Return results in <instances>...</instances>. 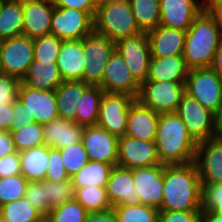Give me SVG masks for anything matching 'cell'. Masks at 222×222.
Instances as JSON below:
<instances>
[{
    "label": "cell",
    "instance_id": "obj_53",
    "mask_svg": "<svg viewBox=\"0 0 222 222\" xmlns=\"http://www.w3.org/2000/svg\"><path fill=\"white\" fill-rule=\"evenodd\" d=\"M12 104L0 105V130L10 131L12 126Z\"/></svg>",
    "mask_w": 222,
    "mask_h": 222
},
{
    "label": "cell",
    "instance_id": "obj_19",
    "mask_svg": "<svg viewBox=\"0 0 222 222\" xmlns=\"http://www.w3.org/2000/svg\"><path fill=\"white\" fill-rule=\"evenodd\" d=\"M54 7L52 0H22V35L34 39L50 34Z\"/></svg>",
    "mask_w": 222,
    "mask_h": 222
},
{
    "label": "cell",
    "instance_id": "obj_37",
    "mask_svg": "<svg viewBox=\"0 0 222 222\" xmlns=\"http://www.w3.org/2000/svg\"><path fill=\"white\" fill-rule=\"evenodd\" d=\"M118 222H157L159 210L144 204L112 207Z\"/></svg>",
    "mask_w": 222,
    "mask_h": 222
},
{
    "label": "cell",
    "instance_id": "obj_55",
    "mask_svg": "<svg viewBox=\"0 0 222 222\" xmlns=\"http://www.w3.org/2000/svg\"><path fill=\"white\" fill-rule=\"evenodd\" d=\"M222 9V0H202V11L206 13H214L216 10Z\"/></svg>",
    "mask_w": 222,
    "mask_h": 222
},
{
    "label": "cell",
    "instance_id": "obj_12",
    "mask_svg": "<svg viewBox=\"0 0 222 222\" xmlns=\"http://www.w3.org/2000/svg\"><path fill=\"white\" fill-rule=\"evenodd\" d=\"M93 30V17L88 12L54 7L50 34L62 40H80Z\"/></svg>",
    "mask_w": 222,
    "mask_h": 222
},
{
    "label": "cell",
    "instance_id": "obj_18",
    "mask_svg": "<svg viewBox=\"0 0 222 222\" xmlns=\"http://www.w3.org/2000/svg\"><path fill=\"white\" fill-rule=\"evenodd\" d=\"M131 170L140 203L160 211L164 188V164Z\"/></svg>",
    "mask_w": 222,
    "mask_h": 222
},
{
    "label": "cell",
    "instance_id": "obj_4",
    "mask_svg": "<svg viewBox=\"0 0 222 222\" xmlns=\"http://www.w3.org/2000/svg\"><path fill=\"white\" fill-rule=\"evenodd\" d=\"M94 31L114 43L142 33L132 12L129 0H104L96 6Z\"/></svg>",
    "mask_w": 222,
    "mask_h": 222
},
{
    "label": "cell",
    "instance_id": "obj_9",
    "mask_svg": "<svg viewBox=\"0 0 222 222\" xmlns=\"http://www.w3.org/2000/svg\"><path fill=\"white\" fill-rule=\"evenodd\" d=\"M0 58L4 73L22 81L34 60L33 39L18 35L0 41Z\"/></svg>",
    "mask_w": 222,
    "mask_h": 222
},
{
    "label": "cell",
    "instance_id": "obj_13",
    "mask_svg": "<svg viewBox=\"0 0 222 222\" xmlns=\"http://www.w3.org/2000/svg\"><path fill=\"white\" fill-rule=\"evenodd\" d=\"M118 137L98 126H84L81 142L89 161H98L117 166Z\"/></svg>",
    "mask_w": 222,
    "mask_h": 222
},
{
    "label": "cell",
    "instance_id": "obj_16",
    "mask_svg": "<svg viewBox=\"0 0 222 222\" xmlns=\"http://www.w3.org/2000/svg\"><path fill=\"white\" fill-rule=\"evenodd\" d=\"M194 163L202 184L222 183V134L197 143Z\"/></svg>",
    "mask_w": 222,
    "mask_h": 222
},
{
    "label": "cell",
    "instance_id": "obj_54",
    "mask_svg": "<svg viewBox=\"0 0 222 222\" xmlns=\"http://www.w3.org/2000/svg\"><path fill=\"white\" fill-rule=\"evenodd\" d=\"M210 68L219 76L222 80V39L214 54V59Z\"/></svg>",
    "mask_w": 222,
    "mask_h": 222
},
{
    "label": "cell",
    "instance_id": "obj_30",
    "mask_svg": "<svg viewBox=\"0 0 222 222\" xmlns=\"http://www.w3.org/2000/svg\"><path fill=\"white\" fill-rule=\"evenodd\" d=\"M111 164L98 161H89L70 180L74 188L102 187L106 188L112 169Z\"/></svg>",
    "mask_w": 222,
    "mask_h": 222
},
{
    "label": "cell",
    "instance_id": "obj_32",
    "mask_svg": "<svg viewBox=\"0 0 222 222\" xmlns=\"http://www.w3.org/2000/svg\"><path fill=\"white\" fill-rule=\"evenodd\" d=\"M104 91L100 86H89L83 93L75 109V123L82 126L97 125L100 102Z\"/></svg>",
    "mask_w": 222,
    "mask_h": 222
},
{
    "label": "cell",
    "instance_id": "obj_24",
    "mask_svg": "<svg viewBox=\"0 0 222 222\" xmlns=\"http://www.w3.org/2000/svg\"><path fill=\"white\" fill-rule=\"evenodd\" d=\"M84 126L63 118L43 124L44 143L49 148L62 149L81 142Z\"/></svg>",
    "mask_w": 222,
    "mask_h": 222
},
{
    "label": "cell",
    "instance_id": "obj_38",
    "mask_svg": "<svg viewBox=\"0 0 222 222\" xmlns=\"http://www.w3.org/2000/svg\"><path fill=\"white\" fill-rule=\"evenodd\" d=\"M88 211L75 198L52 209L45 222H86Z\"/></svg>",
    "mask_w": 222,
    "mask_h": 222
},
{
    "label": "cell",
    "instance_id": "obj_29",
    "mask_svg": "<svg viewBox=\"0 0 222 222\" xmlns=\"http://www.w3.org/2000/svg\"><path fill=\"white\" fill-rule=\"evenodd\" d=\"M19 153L21 174L28 181L45 180L49 161V147L42 145Z\"/></svg>",
    "mask_w": 222,
    "mask_h": 222
},
{
    "label": "cell",
    "instance_id": "obj_14",
    "mask_svg": "<svg viewBox=\"0 0 222 222\" xmlns=\"http://www.w3.org/2000/svg\"><path fill=\"white\" fill-rule=\"evenodd\" d=\"M117 166L134 169L161 164L155 141H144L124 135L118 139Z\"/></svg>",
    "mask_w": 222,
    "mask_h": 222
},
{
    "label": "cell",
    "instance_id": "obj_48",
    "mask_svg": "<svg viewBox=\"0 0 222 222\" xmlns=\"http://www.w3.org/2000/svg\"><path fill=\"white\" fill-rule=\"evenodd\" d=\"M19 174H21V161L18 151L0 158V178Z\"/></svg>",
    "mask_w": 222,
    "mask_h": 222
},
{
    "label": "cell",
    "instance_id": "obj_21",
    "mask_svg": "<svg viewBox=\"0 0 222 222\" xmlns=\"http://www.w3.org/2000/svg\"><path fill=\"white\" fill-rule=\"evenodd\" d=\"M106 193L112 207L140 203L131 169L114 166L106 184Z\"/></svg>",
    "mask_w": 222,
    "mask_h": 222
},
{
    "label": "cell",
    "instance_id": "obj_61",
    "mask_svg": "<svg viewBox=\"0 0 222 222\" xmlns=\"http://www.w3.org/2000/svg\"><path fill=\"white\" fill-rule=\"evenodd\" d=\"M1 1H21V0H1Z\"/></svg>",
    "mask_w": 222,
    "mask_h": 222
},
{
    "label": "cell",
    "instance_id": "obj_35",
    "mask_svg": "<svg viewBox=\"0 0 222 222\" xmlns=\"http://www.w3.org/2000/svg\"><path fill=\"white\" fill-rule=\"evenodd\" d=\"M74 189L75 200L88 212L105 211L112 208L107 198L106 188L90 186Z\"/></svg>",
    "mask_w": 222,
    "mask_h": 222
},
{
    "label": "cell",
    "instance_id": "obj_11",
    "mask_svg": "<svg viewBox=\"0 0 222 222\" xmlns=\"http://www.w3.org/2000/svg\"><path fill=\"white\" fill-rule=\"evenodd\" d=\"M115 49L123 57L134 79L139 84L145 82L151 60L147 33L120 39L115 43Z\"/></svg>",
    "mask_w": 222,
    "mask_h": 222
},
{
    "label": "cell",
    "instance_id": "obj_46",
    "mask_svg": "<svg viewBox=\"0 0 222 222\" xmlns=\"http://www.w3.org/2000/svg\"><path fill=\"white\" fill-rule=\"evenodd\" d=\"M20 82L13 76L0 74V105L13 104L17 100Z\"/></svg>",
    "mask_w": 222,
    "mask_h": 222
},
{
    "label": "cell",
    "instance_id": "obj_23",
    "mask_svg": "<svg viewBox=\"0 0 222 222\" xmlns=\"http://www.w3.org/2000/svg\"><path fill=\"white\" fill-rule=\"evenodd\" d=\"M159 115L135 100L130 105L125 135L144 141L155 140Z\"/></svg>",
    "mask_w": 222,
    "mask_h": 222
},
{
    "label": "cell",
    "instance_id": "obj_20",
    "mask_svg": "<svg viewBox=\"0 0 222 222\" xmlns=\"http://www.w3.org/2000/svg\"><path fill=\"white\" fill-rule=\"evenodd\" d=\"M201 12V0H160V25L187 31Z\"/></svg>",
    "mask_w": 222,
    "mask_h": 222
},
{
    "label": "cell",
    "instance_id": "obj_31",
    "mask_svg": "<svg viewBox=\"0 0 222 222\" xmlns=\"http://www.w3.org/2000/svg\"><path fill=\"white\" fill-rule=\"evenodd\" d=\"M23 8L21 1H1L0 41L22 35Z\"/></svg>",
    "mask_w": 222,
    "mask_h": 222
},
{
    "label": "cell",
    "instance_id": "obj_51",
    "mask_svg": "<svg viewBox=\"0 0 222 222\" xmlns=\"http://www.w3.org/2000/svg\"><path fill=\"white\" fill-rule=\"evenodd\" d=\"M16 152L17 149L15 147L10 131L0 130V158Z\"/></svg>",
    "mask_w": 222,
    "mask_h": 222
},
{
    "label": "cell",
    "instance_id": "obj_50",
    "mask_svg": "<svg viewBox=\"0 0 222 222\" xmlns=\"http://www.w3.org/2000/svg\"><path fill=\"white\" fill-rule=\"evenodd\" d=\"M57 8H73L79 11L88 12L93 18L96 6L91 0H52Z\"/></svg>",
    "mask_w": 222,
    "mask_h": 222
},
{
    "label": "cell",
    "instance_id": "obj_10",
    "mask_svg": "<svg viewBox=\"0 0 222 222\" xmlns=\"http://www.w3.org/2000/svg\"><path fill=\"white\" fill-rule=\"evenodd\" d=\"M135 100L128 94L104 92L100 102L97 125L118 138L123 137L127 129L130 105Z\"/></svg>",
    "mask_w": 222,
    "mask_h": 222
},
{
    "label": "cell",
    "instance_id": "obj_41",
    "mask_svg": "<svg viewBox=\"0 0 222 222\" xmlns=\"http://www.w3.org/2000/svg\"><path fill=\"white\" fill-rule=\"evenodd\" d=\"M60 150L62 152L63 165L69 178L89 162L88 155L82 142L69 145Z\"/></svg>",
    "mask_w": 222,
    "mask_h": 222
},
{
    "label": "cell",
    "instance_id": "obj_42",
    "mask_svg": "<svg viewBox=\"0 0 222 222\" xmlns=\"http://www.w3.org/2000/svg\"><path fill=\"white\" fill-rule=\"evenodd\" d=\"M48 213L57 206L74 199L75 189L71 180L53 182L47 180Z\"/></svg>",
    "mask_w": 222,
    "mask_h": 222
},
{
    "label": "cell",
    "instance_id": "obj_27",
    "mask_svg": "<svg viewBox=\"0 0 222 222\" xmlns=\"http://www.w3.org/2000/svg\"><path fill=\"white\" fill-rule=\"evenodd\" d=\"M21 82L30 88L47 91L55 90L63 80L57 62L33 60Z\"/></svg>",
    "mask_w": 222,
    "mask_h": 222
},
{
    "label": "cell",
    "instance_id": "obj_6",
    "mask_svg": "<svg viewBox=\"0 0 222 222\" xmlns=\"http://www.w3.org/2000/svg\"><path fill=\"white\" fill-rule=\"evenodd\" d=\"M185 94V82L145 81L140 84L136 100L157 113L176 112L182 96Z\"/></svg>",
    "mask_w": 222,
    "mask_h": 222
},
{
    "label": "cell",
    "instance_id": "obj_57",
    "mask_svg": "<svg viewBox=\"0 0 222 222\" xmlns=\"http://www.w3.org/2000/svg\"><path fill=\"white\" fill-rule=\"evenodd\" d=\"M215 125L219 134H222V102L215 113Z\"/></svg>",
    "mask_w": 222,
    "mask_h": 222
},
{
    "label": "cell",
    "instance_id": "obj_43",
    "mask_svg": "<svg viewBox=\"0 0 222 222\" xmlns=\"http://www.w3.org/2000/svg\"><path fill=\"white\" fill-rule=\"evenodd\" d=\"M25 198L44 217L48 214L47 180L29 181Z\"/></svg>",
    "mask_w": 222,
    "mask_h": 222
},
{
    "label": "cell",
    "instance_id": "obj_40",
    "mask_svg": "<svg viewBox=\"0 0 222 222\" xmlns=\"http://www.w3.org/2000/svg\"><path fill=\"white\" fill-rule=\"evenodd\" d=\"M28 182L22 174L0 178V207L25 197Z\"/></svg>",
    "mask_w": 222,
    "mask_h": 222
},
{
    "label": "cell",
    "instance_id": "obj_44",
    "mask_svg": "<svg viewBox=\"0 0 222 222\" xmlns=\"http://www.w3.org/2000/svg\"><path fill=\"white\" fill-rule=\"evenodd\" d=\"M45 180L53 182L70 180L63 165L60 149L49 148V161Z\"/></svg>",
    "mask_w": 222,
    "mask_h": 222
},
{
    "label": "cell",
    "instance_id": "obj_59",
    "mask_svg": "<svg viewBox=\"0 0 222 222\" xmlns=\"http://www.w3.org/2000/svg\"><path fill=\"white\" fill-rule=\"evenodd\" d=\"M95 6L100 5L104 0H91Z\"/></svg>",
    "mask_w": 222,
    "mask_h": 222
},
{
    "label": "cell",
    "instance_id": "obj_8",
    "mask_svg": "<svg viewBox=\"0 0 222 222\" xmlns=\"http://www.w3.org/2000/svg\"><path fill=\"white\" fill-rule=\"evenodd\" d=\"M175 113L186 125L190 136L196 143L220 135L215 125V114L186 93L182 96Z\"/></svg>",
    "mask_w": 222,
    "mask_h": 222
},
{
    "label": "cell",
    "instance_id": "obj_34",
    "mask_svg": "<svg viewBox=\"0 0 222 222\" xmlns=\"http://www.w3.org/2000/svg\"><path fill=\"white\" fill-rule=\"evenodd\" d=\"M4 222H45V217L22 197L0 207Z\"/></svg>",
    "mask_w": 222,
    "mask_h": 222
},
{
    "label": "cell",
    "instance_id": "obj_7",
    "mask_svg": "<svg viewBox=\"0 0 222 222\" xmlns=\"http://www.w3.org/2000/svg\"><path fill=\"white\" fill-rule=\"evenodd\" d=\"M185 93L215 114L222 102V80L210 67L189 69Z\"/></svg>",
    "mask_w": 222,
    "mask_h": 222
},
{
    "label": "cell",
    "instance_id": "obj_3",
    "mask_svg": "<svg viewBox=\"0 0 222 222\" xmlns=\"http://www.w3.org/2000/svg\"><path fill=\"white\" fill-rule=\"evenodd\" d=\"M222 31L212 13L201 12L186 31L183 57L189 69L212 65Z\"/></svg>",
    "mask_w": 222,
    "mask_h": 222
},
{
    "label": "cell",
    "instance_id": "obj_45",
    "mask_svg": "<svg viewBox=\"0 0 222 222\" xmlns=\"http://www.w3.org/2000/svg\"><path fill=\"white\" fill-rule=\"evenodd\" d=\"M202 186V209L222 213V183Z\"/></svg>",
    "mask_w": 222,
    "mask_h": 222
},
{
    "label": "cell",
    "instance_id": "obj_5",
    "mask_svg": "<svg viewBox=\"0 0 222 222\" xmlns=\"http://www.w3.org/2000/svg\"><path fill=\"white\" fill-rule=\"evenodd\" d=\"M83 50L85 67L81 81L91 86H100L104 68L115 50V43L93 30L83 38Z\"/></svg>",
    "mask_w": 222,
    "mask_h": 222
},
{
    "label": "cell",
    "instance_id": "obj_1",
    "mask_svg": "<svg viewBox=\"0 0 222 222\" xmlns=\"http://www.w3.org/2000/svg\"><path fill=\"white\" fill-rule=\"evenodd\" d=\"M203 186L196 164L164 165L160 211H202Z\"/></svg>",
    "mask_w": 222,
    "mask_h": 222
},
{
    "label": "cell",
    "instance_id": "obj_17",
    "mask_svg": "<svg viewBox=\"0 0 222 222\" xmlns=\"http://www.w3.org/2000/svg\"><path fill=\"white\" fill-rule=\"evenodd\" d=\"M100 87L108 93H124L135 99L140 84L134 79L123 57L115 49L104 68Z\"/></svg>",
    "mask_w": 222,
    "mask_h": 222
},
{
    "label": "cell",
    "instance_id": "obj_52",
    "mask_svg": "<svg viewBox=\"0 0 222 222\" xmlns=\"http://www.w3.org/2000/svg\"><path fill=\"white\" fill-rule=\"evenodd\" d=\"M86 222H118L115 211L110 208L105 211H94L88 212V217Z\"/></svg>",
    "mask_w": 222,
    "mask_h": 222
},
{
    "label": "cell",
    "instance_id": "obj_25",
    "mask_svg": "<svg viewBox=\"0 0 222 222\" xmlns=\"http://www.w3.org/2000/svg\"><path fill=\"white\" fill-rule=\"evenodd\" d=\"M83 55V39L62 41L57 66L63 81L81 80L85 67Z\"/></svg>",
    "mask_w": 222,
    "mask_h": 222
},
{
    "label": "cell",
    "instance_id": "obj_2",
    "mask_svg": "<svg viewBox=\"0 0 222 222\" xmlns=\"http://www.w3.org/2000/svg\"><path fill=\"white\" fill-rule=\"evenodd\" d=\"M154 141L161 164H187L195 160L197 143L175 112L160 113Z\"/></svg>",
    "mask_w": 222,
    "mask_h": 222
},
{
    "label": "cell",
    "instance_id": "obj_60",
    "mask_svg": "<svg viewBox=\"0 0 222 222\" xmlns=\"http://www.w3.org/2000/svg\"><path fill=\"white\" fill-rule=\"evenodd\" d=\"M3 73H4V70H3L2 62H1V58H0V74H3Z\"/></svg>",
    "mask_w": 222,
    "mask_h": 222
},
{
    "label": "cell",
    "instance_id": "obj_26",
    "mask_svg": "<svg viewBox=\"0 0 222 222\" xmlns=\"http://www.w3.org/2000/svg\"><path fill=\"white\" fill-rule=\"evenodd\" d=\"M188 72L183 55L151 57L146 81L185 82Z\"/></svg>",
    "mask_w": 222,
    "mask_h": 222
},
{
    "label": "cell",
    "instance_id": "obj_39",
    "mask_svg": "<svg viewBox=\"0 0 222 222\" xmlns=\"http://www.w3.org/2000/svg\"><path fill=\"white\" fill-rule=\"evenodd\" d=\"M62 41V39L53 34L34 38V60L39 62H57Z\"/></svg>",
    "mask_w": 222,
    "mask_h": 222
},
{
    "label": "cell",
    "instance_id": "obj_15",
    "mask_svg": "<svg viewBox=\"0 0 222 222\" xmlns=\"http://www.w3.org/2000/svg\"><path fill=\"white\" fill-rule=\"evenodd\" d=\"M17 99L26 106L29 119L45 124L59 118L55 90L33 89L20 82Z\"/></svg>",
    "mask_w": 222,
    "mask_h": 222
},
{
    "label": "cell",
    "instance_id": "obj_22",
    "mask_svg": "<svg viewBox=\"0 0 222 222\" xmlns=\"http://www.w3.org/2000/svg\"><path fill=\"white\" fill-rule=\"evenodd\" d=\"M186 31L159 25L147 32L151 57L183 55Z\"/></svg>",
    "mask_w": 222,
    "mask_h": 222
},
{
    "label": "cell",
    "instance_id": "obj_56",
    "mask_svg": "<svg viewBox=\"0 0 222 222\" xmlns=\"http://www.w3.org/2000/svg\"><path fill=\"white\" fill-rule=\"evenodd\" d=\"M202 222H222V213L202 209Z\"/></svg>",
    "mask_w": 222,
    "mask_h": 222
},
{
    "label": "cell",
    "instance_id": "obj_28",
    "mask_svg": "<svg viewBox=\"0 0 222 222\" xmlns=\"http://www.w3.org/2000/svg\"><path fill=\"white\" fill-rule=\"evenodd\" d=\"M90 85L81 80L63 81L56 89V104L59 118L70 120L72 122L76 119L77 106L79 100L82 98L84 91Z\"/></svg>",
    "mask_w": 222,
    "mask_h": 222
},
{
    "label": "cell",
    "instance_id": "obj_36",
    "mask_svg": "<svg viewBox=\"0 0 222 222\" xmlns=\"http://www.w3.org/2000/svg\"><path fill=\"white\" fill-rule=\"evenodd\" d=\"M10 133L18 152L45 145L43 124L32 122L25 127L11 129Z\"/></svg>",
    "mask_w": 222,
    "mask_h": 222
},
{
    "label": "cell",
    "instance_id": "obj_33",
    "mask_svg": "<svg viewBox=\"0 0 222 222\" xmlns=\"http://www.w3.org/2000/svg\"><path fill=\"white\" fill-rule=\"evenodd\" d=\"M136 23L142 32L160 25V0H129Z\"/></svg>",
    "mask_w": 222,
    "mask_h": 222
},
{
    "label": "cell",
    "instance_id": "obj_58",
    "mask_svg": "<svg viewBox=\"0 0 222 222\" xmlns=\"http://www.w3.org/2000/svg\"><path fill=\"white\" fill-rule=\"evenodd\" d=\"M213 15L215 16L218 26L221 28L222 31V9L216 10Z\"/></svg>",
    "mask_w": 222,
    "mask_h": 222
},
{
    "label": "cell",
    "instance_id": "obj_49",
    "mask_svg": "<svg viewBox=\"0 0 222 222\" xmlns=\"http://www.w3.org/2000/svg\"><path fill=\"white\" fill-rule=\"evenodd\" d=\"M12 126L11 129H18L29 125L34 122L33 119H29V113L18 99L12 104Z\"/></svg>",
    "mask_w": 222,
    "mask_h": 222
},
{
    "label": "cell",
    "instance_id": "obj_47",
    "mask_svg": "<svg viewBox=\"0 0 222 222\" xmlns=\"http://www.w3.org/2000/svg\"><path fill=\"white\" fill-rule=\"evenodd\" d=\"M161 222H202L201 211H159Z\"/></svg>",
    "mask_w": 222,
    "mask_h": 222
}]
</instances>
